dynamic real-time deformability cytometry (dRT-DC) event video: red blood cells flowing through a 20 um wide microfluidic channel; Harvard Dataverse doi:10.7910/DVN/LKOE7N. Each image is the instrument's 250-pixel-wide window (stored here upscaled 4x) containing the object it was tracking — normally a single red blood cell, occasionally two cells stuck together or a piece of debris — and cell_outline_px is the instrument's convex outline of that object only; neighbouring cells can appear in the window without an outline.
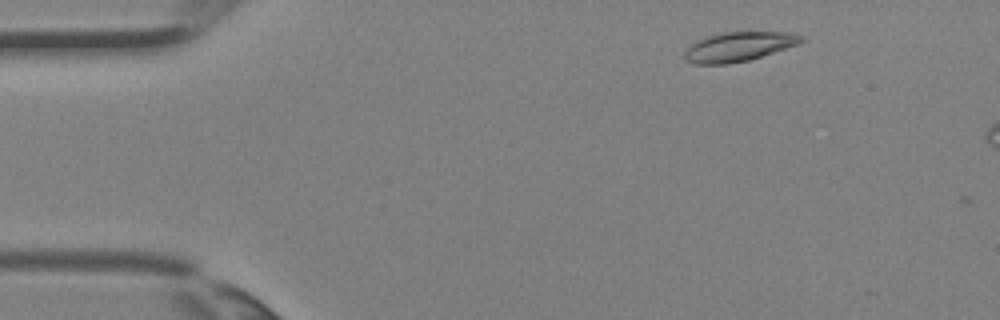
{"species": "Egyptian fruit bat (a non-hibernating species)", "species_latin": "Rousettus aegyptiacus", "temperature_condition": "room temperature", "stored_images_in_passage": 3, "camera_frame_rate_fps": 3000, "um_per_image_px": 0.085, "animal": {"sex": "female"}, "frame": {"image": 1, "passage_image": 1, "time_ms": 0.0, "image_size_px": [1000, 320], "cell_outline_px": [[804, 40], [796, 44], [748, 60], [728, 64], [696, 64], [688, 60], [684, 56], [684, 52], [696, 40], [704, 36], [720, 32], [792, 32], [804, 36]], "centroid_in_image_um": [62.76, 3.94], "position_along_channel_um": 22.2, "area_um2": 19.77}}